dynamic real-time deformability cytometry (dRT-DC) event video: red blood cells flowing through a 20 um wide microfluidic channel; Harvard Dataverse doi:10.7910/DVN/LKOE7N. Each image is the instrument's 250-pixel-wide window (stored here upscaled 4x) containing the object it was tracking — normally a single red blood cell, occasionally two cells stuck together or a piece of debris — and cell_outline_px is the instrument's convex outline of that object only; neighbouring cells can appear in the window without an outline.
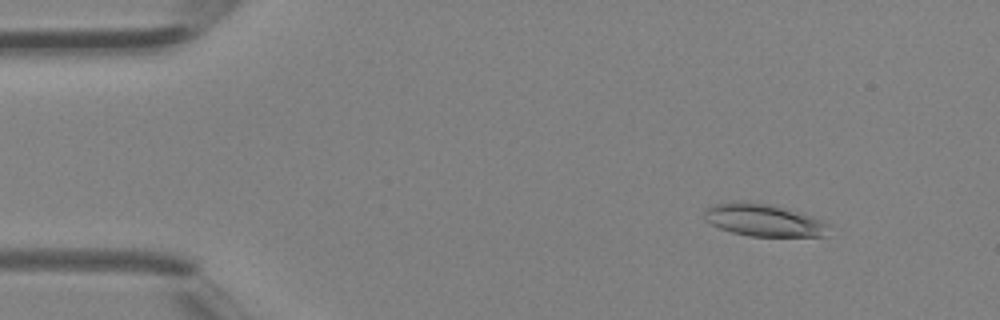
{"species": "Egyptian fruit bat (a non-hibernating species)", "species_latin": "Rousettus aegyptiacus", "temperature_condition": "room temperature", "stored_images_in_passage": 4, "camera_frame_rate_fps": 3000, "um_per_image_px": 0.085, "animal": {"sex": "female"}, "frame": {"image": 1, "passage_image": 2, "time_ms": 0.333, "image_size_px": [1000, 320], "cell_outline_px": [[828, 224], [824, 236], [748, 236], [732, 232], [720, 228], [704, 220], [704, 208], [716, 204], [740, 200], [768, 204], [804, 212]], "centroid_in_image_um": [64.86, 18.69], "position_along_channel_um": 20.1, "area_um2": 23.47}}
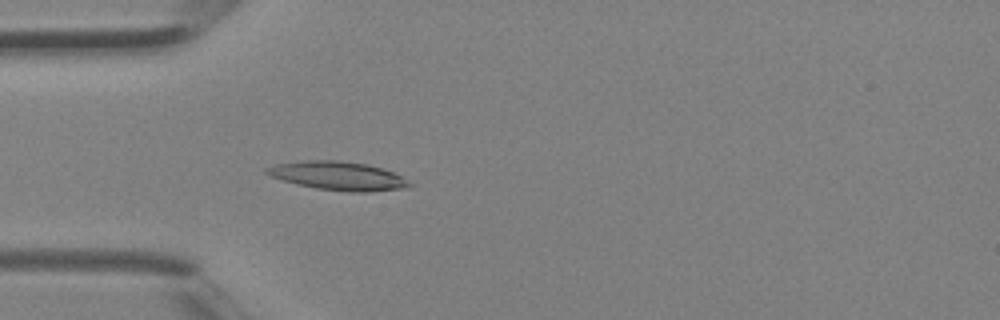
{"frame": {"image": 2, "passage_image": 4, "time_ms": 1.0, "image_size_px": [1000, 320], "cell_outline_px": [[416, 184], [408, 188], [368, 192], [348, 192], [316, 188], [296, 184], [272, 176], [264, 172], [264, 168], [276, 164], [304, 160], [336, 160], [368, 164], [384, 168]], "centroid_in_image_um": [28.79, 14.95], "position_along_channel_um": 56.2, "area_um2": 23.99}}